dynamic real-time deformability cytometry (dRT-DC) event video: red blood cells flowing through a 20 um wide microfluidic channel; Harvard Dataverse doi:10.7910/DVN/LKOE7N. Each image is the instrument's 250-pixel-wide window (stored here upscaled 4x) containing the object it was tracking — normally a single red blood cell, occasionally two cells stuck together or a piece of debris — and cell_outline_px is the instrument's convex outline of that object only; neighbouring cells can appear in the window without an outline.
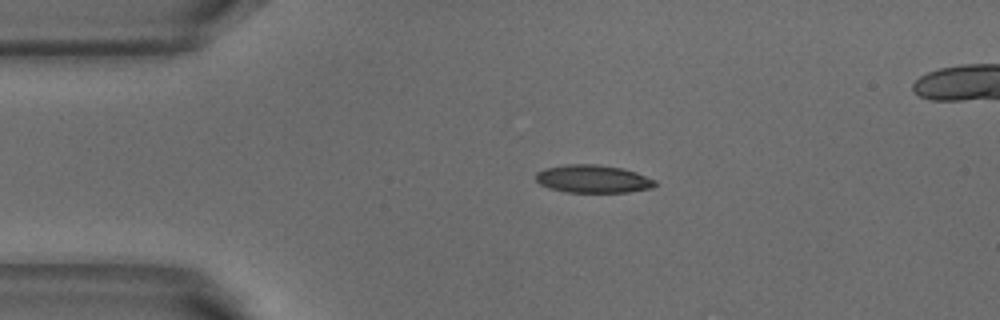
{"species": "common noctule bat (a hibernating species)", "species_latin": "Nyctalus noctula", "temperature_condition": "warm", "stored_images_in_passage": 3, "camera_frame_rate_fps": 3000, "um_per_image_px": 0.085, "animal": {"sex": "male", "body_mass_g": 18.8}, "frame": {"image": 1, "passage_image": 2, "time_ms": 0.333, "image_size_px": [1000, 320], "cell_outline_px": [[656, 184], [652, 188], [628, 192], [564, 192], [548, 188], [540, 184], [536, 180], [536, 172], [544, 168], [568, 164], [596, 164], [620, 168], [636, 172], [656, 180]], "centroid_in_image_um": [50.38, 15.21], "position_along_channel_um": 34.6, "area_um2": 19.42}}